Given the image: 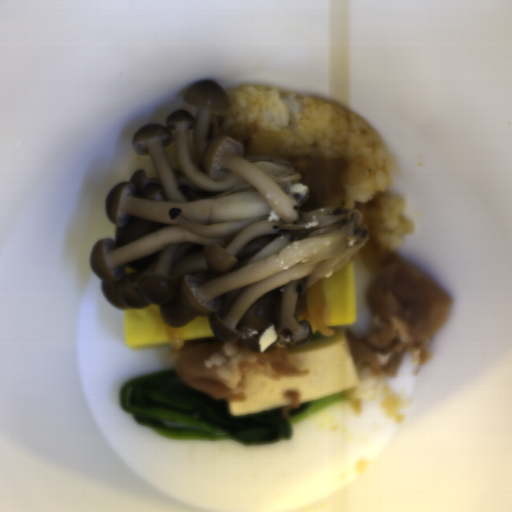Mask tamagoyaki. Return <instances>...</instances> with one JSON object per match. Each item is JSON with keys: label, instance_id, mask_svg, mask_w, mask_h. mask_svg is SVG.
<instances>
[{"label": "tamagoyaki", "instance_id": "81b7327e", "mask_svg": "<svg viewBox=\"0 0 512 512\" xmlns=\"http://www.w3.org/2000/svg\"><path fill=\"white\" fill-rule=\"evenodd\" d=\"M321 285L326 325L330 328L354 324L357 321L355 264L347 262L322 278Z\"/></svg>", "mask_w": 512, "mask_h": 512}, {"label": "tamagoyaki", "instance_id": "833754b4", "mask_svg": "<svg viewBox=\"0 0 512 512\" xmlns=\"http://www.w3.org/2000/svg\"><path fill=\"white\" fill-rule=\"evenodd\" d=\"M158 305L124 309V342L128 348L171 346Z\"/></svg>", "mask_w": 512, "mask_h": 512}, {"label": "tamagoyaki", "instance_id": "9680ed9f", "mask_svg": "<svg viewBox=\"0 0 512 512\" xmlns=\"http://www.w3.org/2000/svg\"><path fill=\"white\" fill-rule=\"evenodd\" d=\"M176 332L182 344L215 337L207 318L202 315H197L191 323L176 326Z\"/></svg>", "mask_w": 512, "mask_h": 512}]
</instances>
